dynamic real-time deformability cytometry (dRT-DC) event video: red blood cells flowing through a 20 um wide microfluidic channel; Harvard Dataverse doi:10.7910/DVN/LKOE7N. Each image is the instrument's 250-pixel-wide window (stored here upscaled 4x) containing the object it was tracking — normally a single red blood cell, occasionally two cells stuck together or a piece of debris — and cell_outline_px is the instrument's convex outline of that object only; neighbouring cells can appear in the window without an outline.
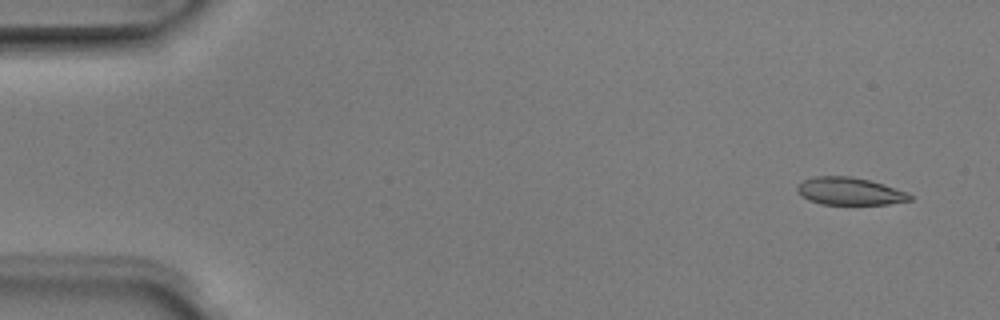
{"species": "Egyptian fruit bat (a non-hibernating species)", "species_latin": "Rousettus aegyptiacus", "temperature_condition": "room temperature", "stored_images_in_passage": 6, "camera_frame_rate_fps": 3000, "um_per_image_px": 0.085, "animal": {"sex": "male"}, "frame": {"image": 1, "passage_image": 1, "time_ms": 0.0, "image_size_px": [1000, 320], "cell_outline_px": [[912, 200], [888, 204], [820, 204], [808, 200], [796, 192], [796, 188], [804, 180], [812, 176], [852, 176], [872, 180], [908, 192], [912, 196]], "centroid_in_image_um": [72.23, 16.25], "position_along_channel_um": 12.8, "area_um2": 18.26}}
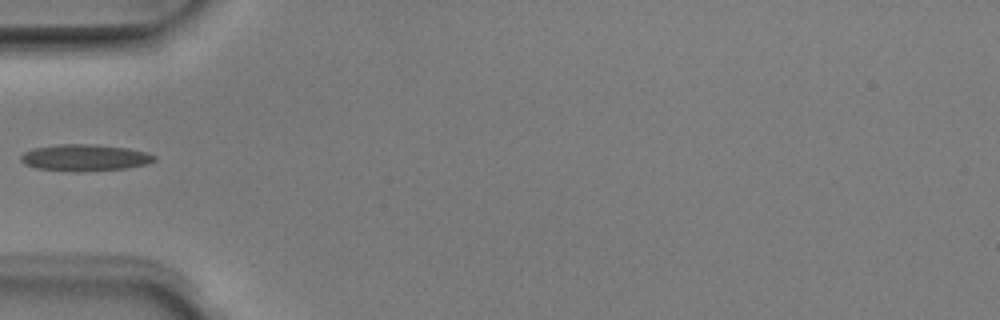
{"frame": {"image": 2, "passage_image": 5, "time_ms": 1.333, "image_size_px": [1000, 320], "cell_outline_px": [[156, 160], [148, 164], [124, 168], [80, 172], [72, 172], [36, 168], [24, 164], [20, 160], [20, 156], [24, 152], [32, 148], [60, 144], [96, 144], [128, 148], [148, 152], [156, 156]], "centroid_in_image_um": [7.21, 13.4], "position_along_channel_um": 77.8, "area_um2": 20.98}}
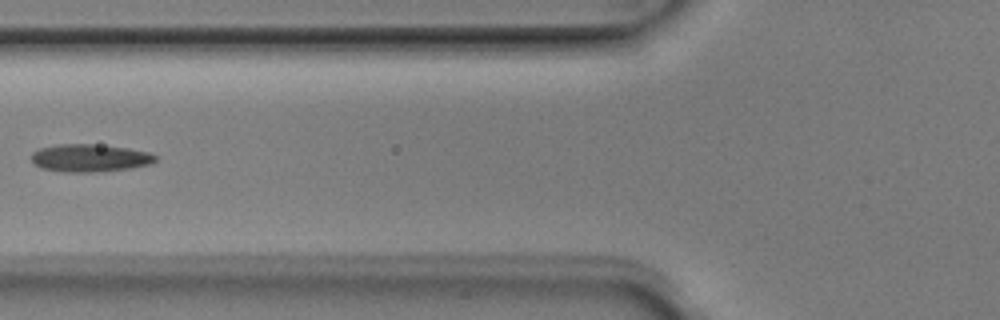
{"frame": {"image": 3, "passage_image": 6, "time_ms": 1.667, "image_size_px": [1000, 320], "cell_outline_px": [[156, 160], [152, 164], [132, 168], [92, 172], [60, 172], [40, 168], [32, 164], [32, 152], [40, 148], [56, 144], [92, 144], [128, 148], [148, 152], [156, 156]], "centroid_in_image_um": [7.6, 13.43], "position_along_channel_um": 118.2, "area_um2": 20.17}}